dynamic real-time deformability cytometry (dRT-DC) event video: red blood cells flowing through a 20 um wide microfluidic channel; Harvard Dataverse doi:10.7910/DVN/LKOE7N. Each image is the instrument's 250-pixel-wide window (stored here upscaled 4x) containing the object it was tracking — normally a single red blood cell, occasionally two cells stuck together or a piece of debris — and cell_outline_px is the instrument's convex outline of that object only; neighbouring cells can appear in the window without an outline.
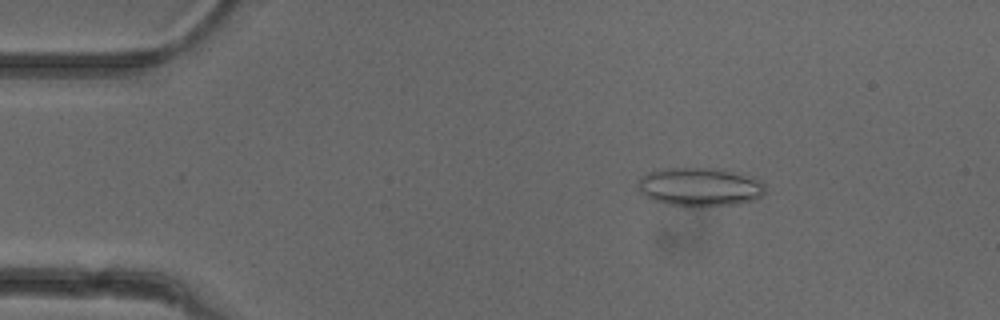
{"species": "common noctule bat (a hibernating species)", "species_latin": "Nyctalus noctula", "temperature_condition": "cold", "stored_images_in_passage": 52, "camera_frame_rate_fps": 3000, "um_per_image_px": 0.085, "animal": {"sex": "female"}, "frame": {"image": 1, "passage_image": 8, "time_ms": 2.333, "image_size_px": [1000, 320], "cell_outline_px": [[764, 192], [756, 200], [736, 204], [668, 204], [652, 200], [640, 192], [640, 176], [648, 172], [664, 168], [712, 168], [752, 176], [760, 180], [764, 184]], "centroid_in_image_um": [59.49, 15.85], "position_along_channel_um": 25.5, "area_um2": 27.86}}
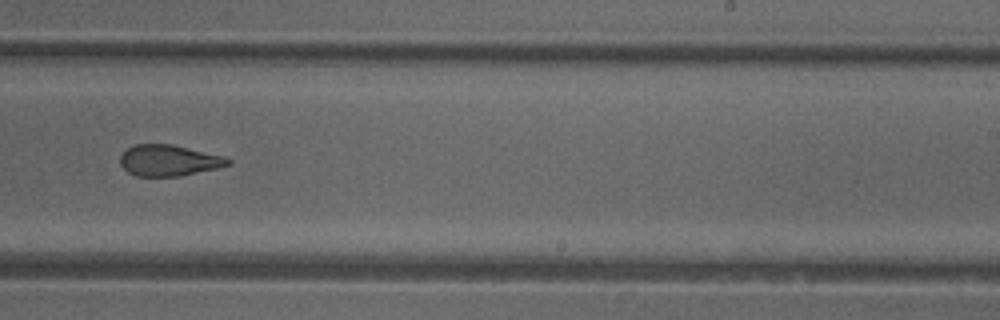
{"frame": {"image": 2, "passage_image": 32, "time_ms": 10.333, "image_size_px": [1000, 320], "cell_outline_px": [[232, 164], [216, 168], [180, 176], [136, 176], [128, 172], [120, 164], [120, 156], [128, 148], [136, 144], [172, 144], [224, 156], [232, 160]], "centroid_in_image_um": [14.36, 13.63], "position_along_channel_um": 274.6, "area_um2": 19.48}}
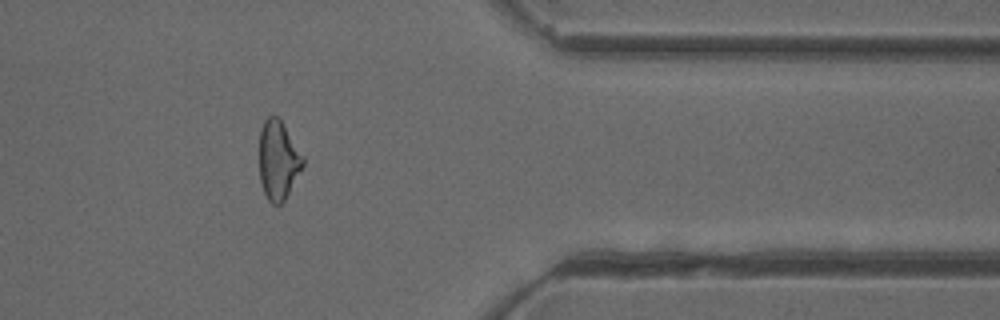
{"frame": {"image": 3, "passage_image": 42, "time_ms": 13.667, "image_size_px": [1000, 320], "cell_outline_px": [[304, 164], [284, 200], [280, 204], [272, 204], [268, 200], [264, 192], [260, 180], [260, 128], [264, 120], [268, 116], [276, 116], [280, 120], [304, 156]], "centroid_in_image_um": [23.64, 13.61], "position_along_channel_um": 387.8, "area_um2": 19.77}, "authors_computed_cell_mechanics": {"area_um2": 21.6172, "velocity_mm_per_s": 3.9494, "shape_relaxation_time_tau1_ms": null, "shape_relaxation_time_tau2_ms": 2.0944, "deformation_change_tau1": null, "deformation_change_tau2": 0.1022}}